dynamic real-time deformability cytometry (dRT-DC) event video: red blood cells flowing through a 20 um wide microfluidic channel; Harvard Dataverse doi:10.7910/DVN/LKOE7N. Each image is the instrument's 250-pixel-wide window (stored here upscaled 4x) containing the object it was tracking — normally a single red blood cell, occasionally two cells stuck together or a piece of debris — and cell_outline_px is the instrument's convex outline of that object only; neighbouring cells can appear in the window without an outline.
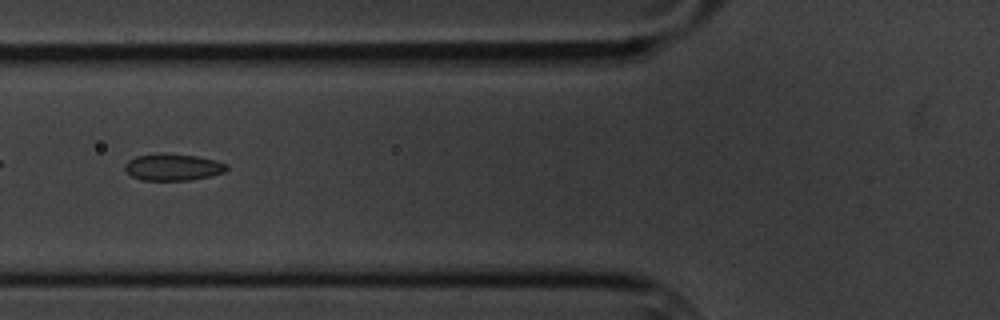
{"species": "common noctule bat (a hibernating species)", "species_latin": "Nyctalus noctula", "temperature_condition": "cold", "stored_images_in_passage": 59, "camera_frame_rate_fps": 3000, "um_per_image_px": 0.085, "animal": {"sex": "male", "body_mass_g": 20.1, "forearm_length_mm": 53.5}, "frame": {"image": 1, "passage_image": 22, "time_ms": 7.0, "image_size_px": [1000, 320], "cell_outline_px": [[228, 168], [224, 172], [192, 180], [140, 180], [132, 176], [124, 168], [124, 164], [128, 160], [136, 156], [164, 152], [196, 156], [216, 160], [228, 164]], "centroid_in_image_um": [14.69, 14.19], "position_along_channel_um": 111.1, "area_um2": 16.01}}
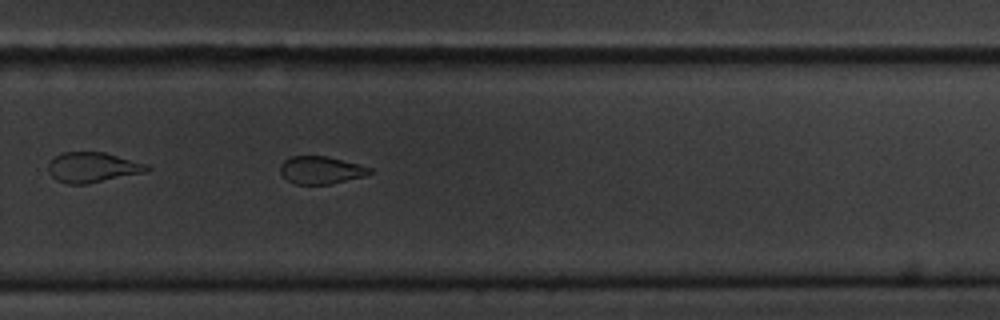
{"frame": {"image": 2, "passage_image": 39, "time_ms": 12.667, "image_size_px": [1000, 320], "cell_outline_px": [[372, 172], [364, 176], [332, 184], [296, 184], [288, 180], [280, 172], [280, 164], [284, 160], [292, 156], [328, 156], [372, 168]], "centroid_in_image_um": [27.27, 14.46], "position_along_channel_um": 302.5, "area_um2": 14.33}}
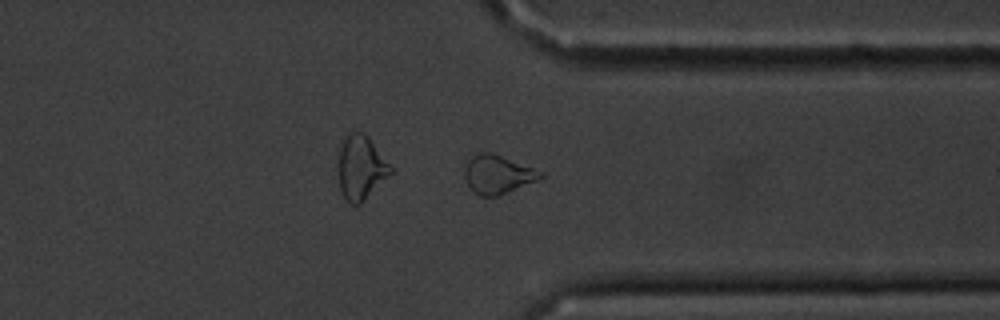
{"frame": {"image": 3, "passage_image": 45, "time_ms": 14.667, "image_size_px": [1000, 320], "cell_outline_px": [[544, 176], [536, 180], [508, 192], [496, 196], [480, 196], [472, 192], [468, 188], [464, 176], [464, 168], [468, 160], [472, 156], [480, 152], [492, 152], [544, 172]], "centroid_in_image_um": [42.26, 14.82], "position_along_channel_um": 369.1, "area_um2": 17.11}, "authors_computed_cell_mechanics": {"area_um2": 17.1088, "velocity_mm_per_s": 3.3836, "shape_relaxation_time_tau1_ms": 4.7961, "shape_relaxation_time_tau2_ms": 2.5737, "deformation_change_tau1": 0.0974, "deformation_change_tau2": 0.0646}}